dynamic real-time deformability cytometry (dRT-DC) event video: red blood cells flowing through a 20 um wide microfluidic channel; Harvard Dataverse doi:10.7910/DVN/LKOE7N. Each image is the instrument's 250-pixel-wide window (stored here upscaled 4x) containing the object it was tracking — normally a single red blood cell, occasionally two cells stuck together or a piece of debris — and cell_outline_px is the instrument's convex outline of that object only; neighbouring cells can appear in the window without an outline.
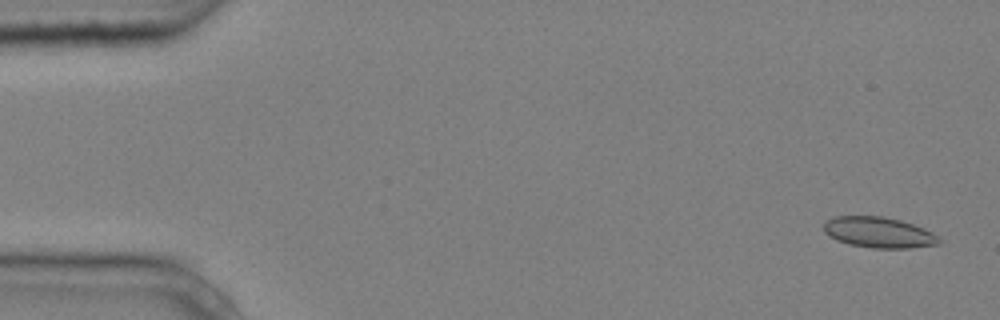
{"species": "common noctule bat (a hibernating species)", "species_latin": "Nyctalus noctula", "temperature_condition": "cold", "stored_images_in_passage": 4, "camera_frame_rate_fps": 3000, "um_per_image_px": 0.085, "animal": {"sex": "male", "body_mass_g": 20.4}, "frame": {"image": 1, "passage_image": 1, "time_ms": 0.0, "image_size_px": [1000, 320], "cell_outline_px": [[940, 244], [908, 248], [872, 248], [848, 244], [836, 240], [828, 236], [824, 232], [824, 224], [832, 216], [884, 216], [900, 220], [912, 224], [932, 232], [940, 240]], "centroid_in_image_um": [74.65, 19.75], "position_along_channel_um": 10.3, "area_um2": 20.63}}
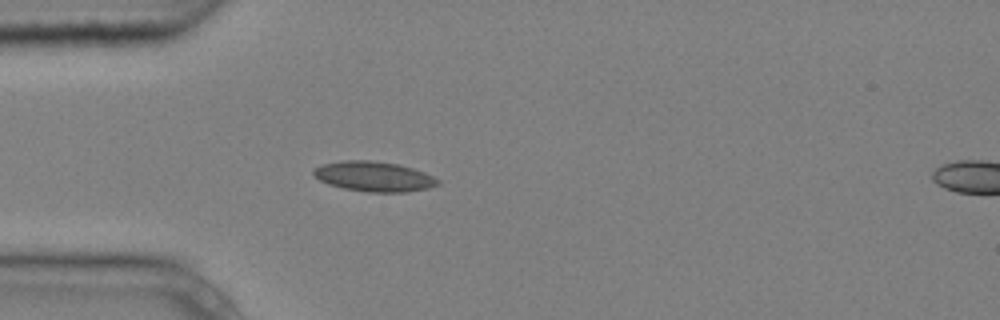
{"frame": {"image": 2, "passage_image": 4, "time_ms": 1.0, "image_size_px": [1000, 320], "cell_outline_px": [[440, 184], [428, 188], [408, 192], [368, 192], [344, 188], [328, 184], [320, 180], [312, 172], [316, 168], [324, 164], [344, 160], [368, 160], [396, 164], [412, 168], [424, 172], [440, 180]], "centroid_in_image_um": [31.82, 15.01], "position_along_channel_um": 53.2, "area_um2": 21.5}}